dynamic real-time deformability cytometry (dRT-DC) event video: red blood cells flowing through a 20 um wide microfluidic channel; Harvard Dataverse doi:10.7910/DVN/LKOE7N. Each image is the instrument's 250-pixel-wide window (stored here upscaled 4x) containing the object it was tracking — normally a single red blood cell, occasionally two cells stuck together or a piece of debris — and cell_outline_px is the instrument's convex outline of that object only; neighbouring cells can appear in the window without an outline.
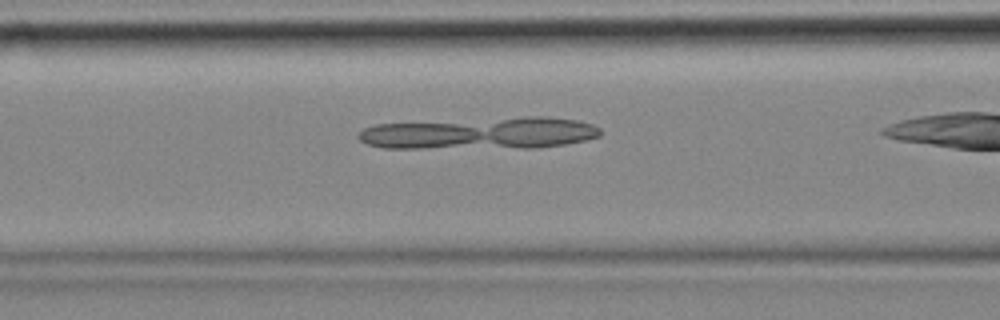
{"species": "common noctule bat (a hibernating species)", "species_latin": "Nyctalus noctula", "temperature_condition": "cold", "stored_images_in_passage": 40, "camera_frame_rate_fps": 3000, "um_per_image_px": 0.085, "animal": {"sex": "female", "body_mass_g": 18.4}, "frame": {"image": 1, "passage_image": 18, "time_ms": 5.667, "image_size_px": [1000, 320], "cell_outline_px": [[600, 136], [588, 140], [540, 148], [384, 148], [368, 144], [360, 140], [356, 136], [364, 128], [376, 124], [524, 116], [548, 116], [576, 120], [592, 124], [600, 128]], "centroid_in_image_um": [40.85, 11.32], "position_along_channel_um": 125.8, "area_um2": 45.55}}